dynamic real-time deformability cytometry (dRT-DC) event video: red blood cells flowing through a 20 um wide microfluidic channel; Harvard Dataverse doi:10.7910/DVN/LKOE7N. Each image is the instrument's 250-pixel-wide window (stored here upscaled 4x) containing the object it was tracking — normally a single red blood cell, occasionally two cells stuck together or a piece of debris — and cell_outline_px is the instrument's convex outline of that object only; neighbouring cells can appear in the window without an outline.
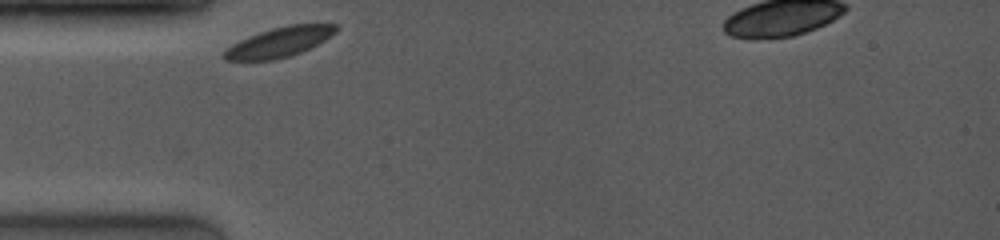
{"species": "common noctule bat (a hibernating species)", "species_latin": "Nyctalus noctula", "temperature_condition": "room temperature", "stored_images_in_passage": 2, "camera_frame_rate_fps": 4000, "um_per_image_px": 0.085, "animal": {"sex": "female", "body_mass_g": 19.0, "forearm_length_mm": 53.3}, "frame": {"image": 1, "passage_image": 1, "time_ms": 0.0, "image_size_px": [1000, 240], "cell_outline_px": [[336, 32], [332, 36], [300, 52], [288, 56], [272, 60], [224, 60], [220, 56], [232, 44], [248, 36], [272, 28], [288, 24], [336, 24]], "centroid_in_image_um": [23.71, 3.57], "position_along_channel_um": 61.3, "area_um2": 19.19}}